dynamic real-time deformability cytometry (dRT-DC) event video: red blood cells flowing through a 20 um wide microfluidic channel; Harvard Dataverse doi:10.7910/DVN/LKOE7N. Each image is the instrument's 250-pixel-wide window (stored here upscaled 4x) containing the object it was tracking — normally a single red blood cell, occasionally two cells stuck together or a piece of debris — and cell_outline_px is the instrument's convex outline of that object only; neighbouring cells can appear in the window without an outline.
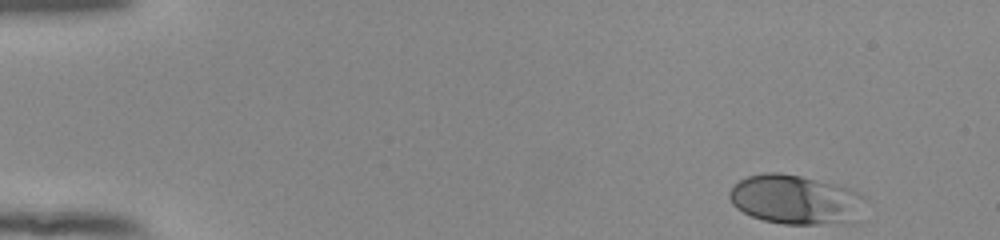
{"species": "human", "species_latin": "Homo sapiens", "temperature_condition": "room temperature", "stored_images_in_passage": 49, "camera_frame_rate_fps": 3000, "um_per_image_px": 0.085, "donor": {"sex": "female"}, "frame": {"image": 1, "passage_image": 1, "time_ms": 0.0, "image_size_px": [1000, 240], "cell_outline_px": [[864, 196], [856, 220], [852, 224], [784, 224], [764, 220], [752, 216], [736, 208], [732, 204], [728, 196], [728, 192], [740, 180], [748, 176], [764, 172], [780, 172], [800, 176], [848, 188], [860, 192]], "centroid_in_image_um": [67.6, 16.98], "position_along_channel_um": 17.4, "area_um2": 38.96}}
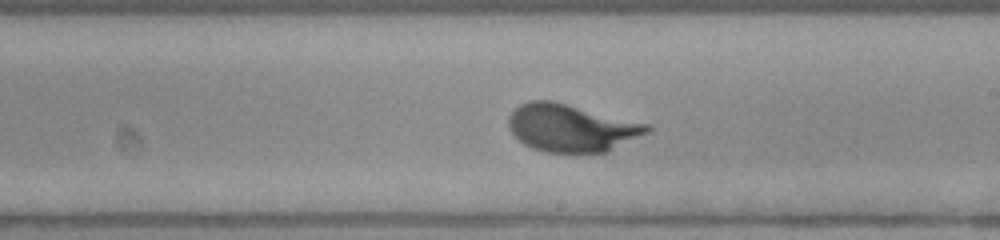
{"frame": {"image": 2, "passage_image": 28, "time_ms": 9.0, "image_size_px": [1000, 240], "cell_outline_px": [[652, 128], [648, 132], [608, 152], [544, 152], [532, 148], [524, 144], [508, 128], [508, 116], [520, 104], [528, 100], [552, 100], [648, 124]], "centroid_in_image_um": [48.54, 10.87], "position_along_channel_um": 240.5, "area_um2": 38.15}}
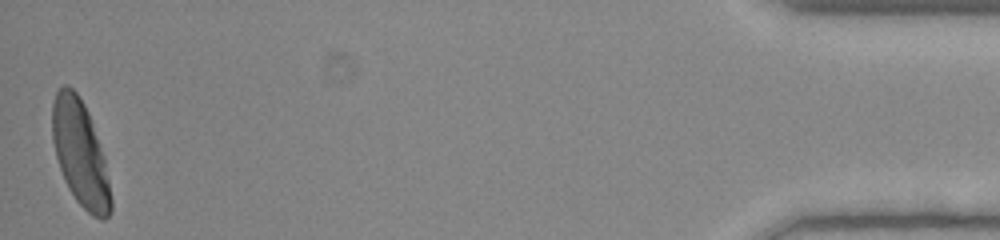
{"frame": {"image": 3, "passage_image": 49, "time_ms": 16.0, "image_size_px": [1000, 240], "cell_outline_px": [[112, 212], [104, 220], [100, 220], [92, 216], [76, 200], [68, 188], [64, 180], [56, 156], [52, 140], [52, 104], [56, 92], [64, 84], [68, 84], [76, 92], [84, 104], [88, 112], [104, 156], [112, 200]], "centroid_in_image_um": [6.82, 13.06], "position_along_channel_um": 428.4, "area_um2": 36.01}, "authors_computed_cell_mechanics": {"area_um2": 37.5122, "velocity_mm_per_s": 3.8764, "shape_relaxation_time_tau1_ms": 3.152, "shape_relaxation_time_tau2_ms": null, "deformation_change_tau1": 0.1678, "deformation_change_tau2": null}}